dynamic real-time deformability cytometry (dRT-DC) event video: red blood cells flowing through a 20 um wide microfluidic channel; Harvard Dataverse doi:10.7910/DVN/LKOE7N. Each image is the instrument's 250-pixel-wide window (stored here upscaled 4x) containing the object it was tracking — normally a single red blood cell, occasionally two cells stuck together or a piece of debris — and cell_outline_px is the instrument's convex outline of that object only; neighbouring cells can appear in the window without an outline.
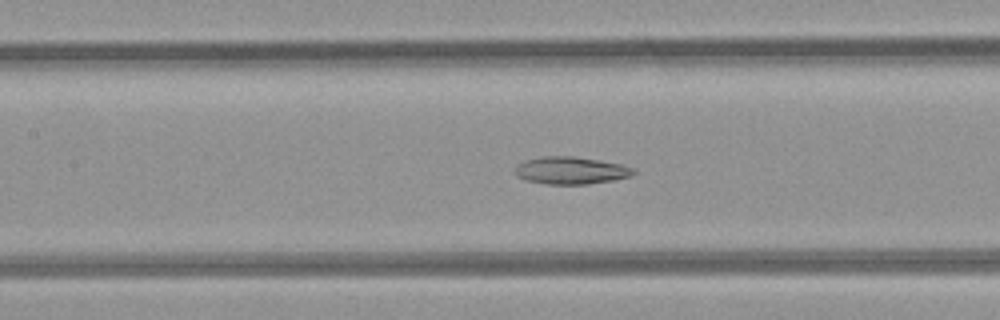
{"species": "common noctule bat (a hibernating species)", "species_latin": "Nyctalus noctula", "temperature_condition": "room temperature", "stored_images_in_passage": 47, "camera_frame_rate_fps": 3000, "um_per_image_px": 0.085, "animal": {"sex": "female", "body_mass_g": 21.9}, "frame": {"image": 1, "passage_image": 22, "time_ms": 7.0, "image_size_px": [1000, 320], "cell_outline_px": [[636, 172], [632, 176], [616, 180], [588, 184], [544, 184], [524, 180], [516, 176], [516, 164], [524, 160], [544, 156], [572, 156], [600, 160], [620, 164], [632, 168]], "centroid_in_image_um": [48.51, 14.49], "position_along_channel_um": 158.9, "area_um2": 19.07}}
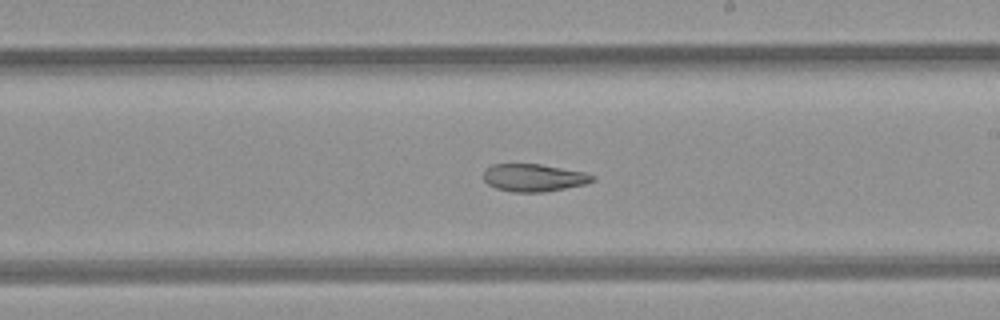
{"frame": {"image": 2, "passage_image": 28, "time_ms": 9.0, "image_size_px": [1000, 320], "cell_outline_px": [[596, 180], [584, 184], [544, 192], [512, 192], [496, 188], [488, 184], [484, 180], [484, 168], [492, 164], [540, 164], [584, 172], [596, 176]], "centroid_in_image_um": [45.35, 15.1], "position_along_channel_um": 243.6, "area_um2": 17.51}}
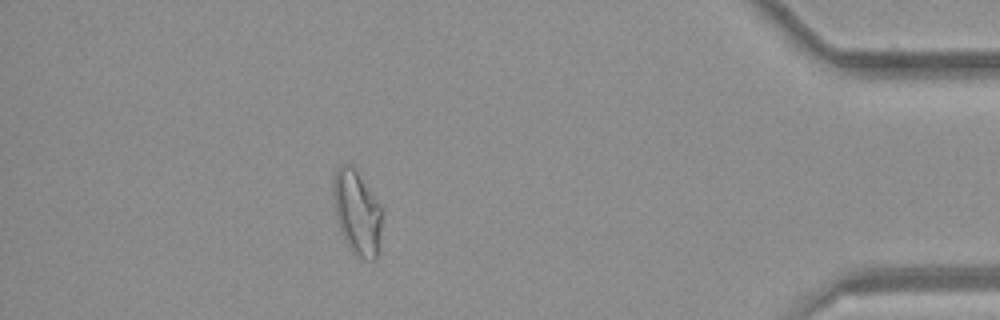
{"frame": {"image": 3, "passage_image": 43, "time_ms": 14.0, "image_size_px": [1000, 320], "cell_outline_px": [[380, 232], [376, 260], [364, 260], [356, 256], [352, 252], [344, 240], [340, 232], [336, 216], [332, 192], [332, 184], [336, 168], [340, 164], [352, 164], [356, 168], [380, 204]], "centroid_in_image_um": [30.31, 18.03], "position_along_channel_um": 404.9, "area_um2": 24.16}, "authors_computed_cell_mechanics": {"area_um2": 22.831, "velocity_mm_per_s": 4.2522, "shape_relaxation_time_tau1_ms": null, "shape_relaxation_time_tau2_ms": 4.4453, "deformation_change_tau1": null, "deformation_change_tau2": 0.1243}}